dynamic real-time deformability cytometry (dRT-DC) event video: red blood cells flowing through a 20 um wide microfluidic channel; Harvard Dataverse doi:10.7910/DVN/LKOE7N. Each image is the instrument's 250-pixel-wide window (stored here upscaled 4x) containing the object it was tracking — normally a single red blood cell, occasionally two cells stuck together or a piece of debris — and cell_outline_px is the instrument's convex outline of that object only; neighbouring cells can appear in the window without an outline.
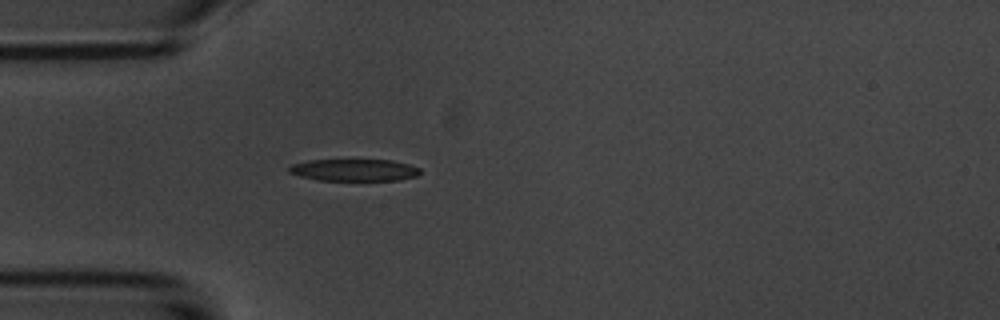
{"species": "common noctule bat (a hibernating species)", "species_latin": "Nyctalus noctula", "temperature_condition": "room temperature", "stored_images_in_passage": 4, "camera_frame_rate_fps": 3000, "um_per_image_px": 0.085, "animal": {"sex": "male", "body_mass_g": 20.1, "forearm_length_mm": 53.5}, "frame": {"image": 1, "passage_image": 4, "time_ms": 3.333, "image_size_px": [1000, 320], "cell_outline_px": [[420, 172], [416, 176], [400, 180], [316, 180], [300, 176], [288, 172], [288, 168], [292, 164], [308, 160], [392, 160], [408, 164], [420, 168]], "centroid_in_image_um": [30.09, 14.45], "position_along_channel_um": 54.9, "area_um2": 16.76}}